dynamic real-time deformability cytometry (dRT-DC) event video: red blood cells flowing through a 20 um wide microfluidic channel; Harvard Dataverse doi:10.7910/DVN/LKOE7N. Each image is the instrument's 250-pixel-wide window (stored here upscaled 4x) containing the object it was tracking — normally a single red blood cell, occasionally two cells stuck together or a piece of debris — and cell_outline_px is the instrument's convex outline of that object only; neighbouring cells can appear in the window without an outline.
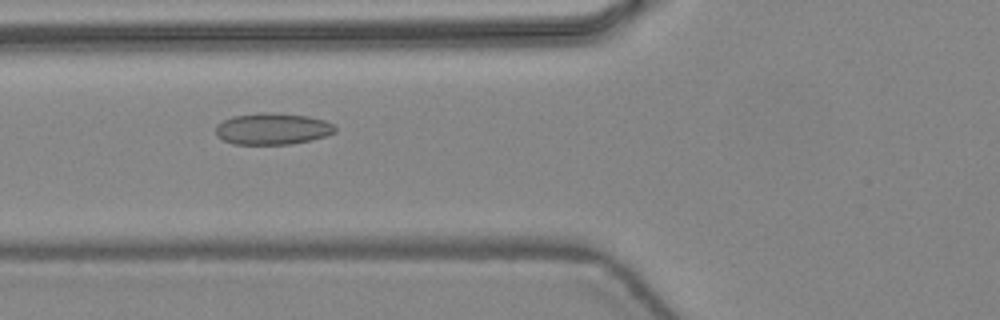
{"species": "common noctule bat (a hibernating species)", "species_latin": "Nyctalus noctula", "temperature_condition": "warm", "stored_images_in_passage": 46, "camera_frame_rate_fps": 3000, "um_per_image_px": 0.085, "animal": {"sex": "female", "body_mass_g": 24.6, "forearm_length_mm": 56.2}, "frame": {"image": 1, "passage_image": 18, "time_ms": 5.667, "image_size_px": [1000, 320], "cell_outline_px": [[336, 132], [328, 136], [312, 140], [292, 144], [232, 144], [224, 140], [216, 132], [216, 124], [232, 116], [260, 112], [272, 112], [308, 116], [324, 120], [332, 124], [336, 128]], "centroid_in_image_um": [23.19, 10.94], "position_along_channel_um": 102.6, "area_um2": 22.08}}
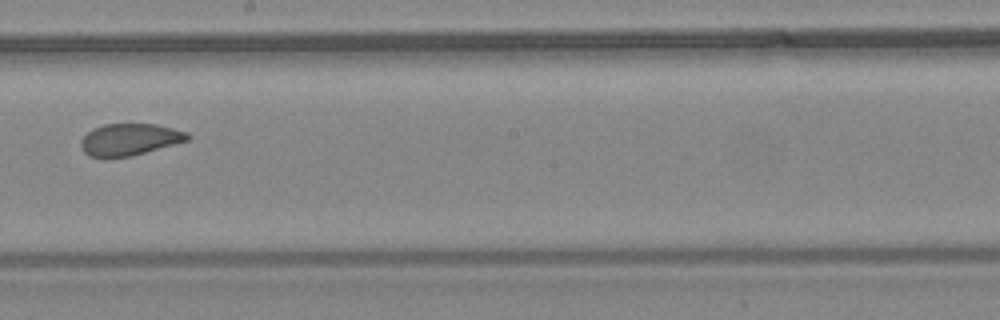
{"frame": {"image": 2, "passage_image": 27, "time_ms": 8.667, "image_size_px": [1000, 320], "cell_outline_px": [[192, 136], [188, 140], [132, 156], [88, 156], [80, 148], [80, 140], [92, 128], [104, 124], [156, 124], [188, 132]], "centroid_in_image_um": [11.01, 11.84], "position_along_channel_um": 237.2, "area_um2": 19.65}}
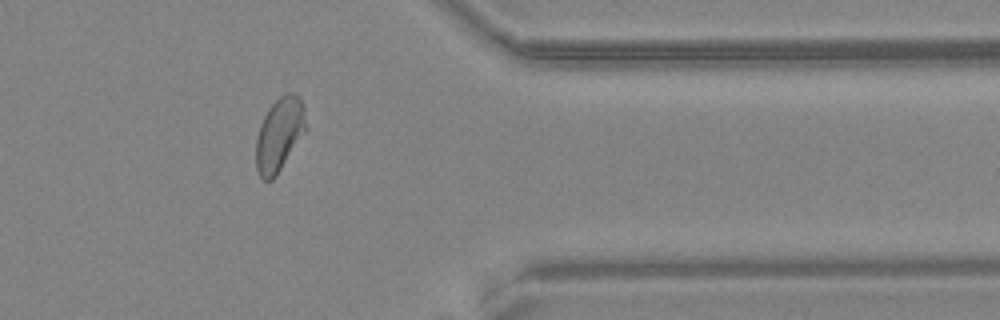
{"frame": {"image": 3, "passage_image": 38, "time_ms": 12.333, "image_size_px": [1000, 320], "cell_outline_px": [[304, 132], [276, 176], [272, 180], [264, 180], [260, 176], [256, 168], [256, 140], [260, 124], [268, 108], [284, 92], [292, 92], [300, 96], [304, 108]], "centroid_in_image_um": [23.72, 11.41], "position_along_channel_um": 387.7, "area_um2": 21.04}, "authors_computed_cell_mechanics": {"area_um2": 21.5016, "velocity_mm_per_s": 4.4692, "shape_relaxation_time_tau1_ms": null, "shape_relaxation_time_tau2_ms": 1.0822, "deformation_change_tau1": null, "deformation_change_tau2": 0.0572}}